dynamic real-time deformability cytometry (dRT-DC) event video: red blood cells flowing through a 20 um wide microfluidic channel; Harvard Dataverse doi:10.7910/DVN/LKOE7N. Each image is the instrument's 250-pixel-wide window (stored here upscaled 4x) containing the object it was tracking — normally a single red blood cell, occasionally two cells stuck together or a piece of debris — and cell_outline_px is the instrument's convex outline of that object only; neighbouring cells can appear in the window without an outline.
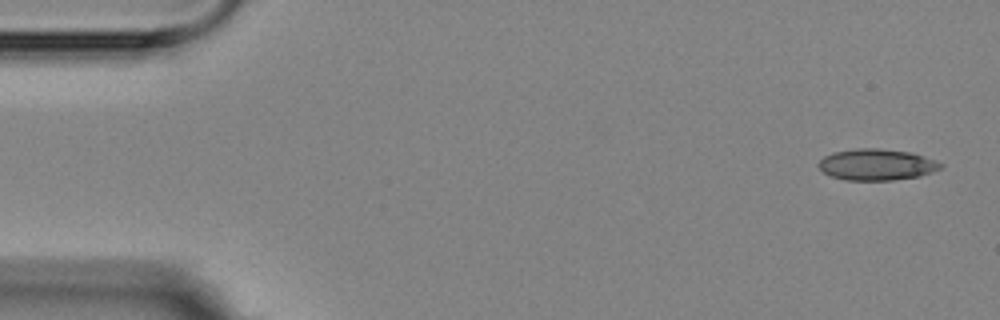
{"species": "Egyptian fruit bat (a non-hibernating species)", "species_latin": "Rousettus aegyptiacus", "temperature_condition": "room temperature", "stored_images_in_passage": 4, "camera_frame_rate_fps": 3000, "um_per_image_px": 0.085, "animal": {"sex": "female"}, "frame": {"image": 1, "passage_image": 1, "time_ms": 0.0, "image_size_px": [1000, 320], "cell_outline_px": [[944, 164], [940, 168], [932, 172], [920, 176], [892, 180], [844, 180], [832, 176], [824, 172], [816, 164], [824, 156], [832, 152], [856, 148], [880, 148], [908, 152]], "centroid_in_image_um": [74.46, 13.99], "position_along_channel_um": 10.5, "area_um2": 22.08}}
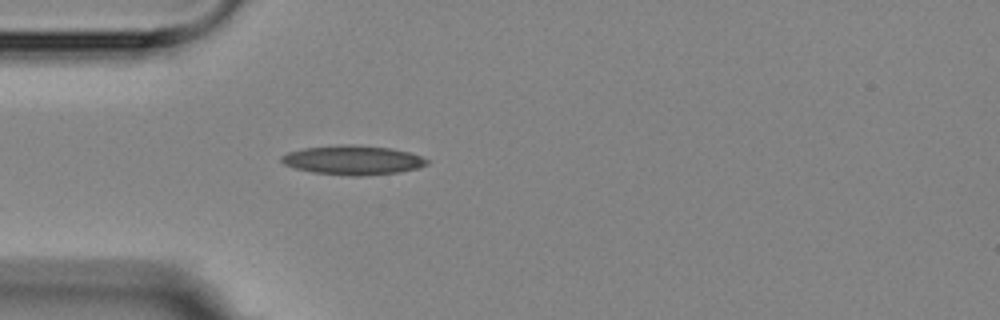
{"frame": {"image": 2, "passage_image": 4, "time_ms": 4.333, "image_size_px": [1000, 320], "cell_outline_px": [[428, 164], [416, 168], [400, 172], [360, 176], [352, 176], [312, 172], [296, 168], [284, 164], [280, 160], [280, 156], [288, 152], [304, 148], [340, 144], [352, 144], [388, 148], [408, 152], [420, 156], [428, 160]], "centroid_in_image_um": [29.96, 13.6], "position_along_channel_um": 55.0, "area_um2": 24.68}}